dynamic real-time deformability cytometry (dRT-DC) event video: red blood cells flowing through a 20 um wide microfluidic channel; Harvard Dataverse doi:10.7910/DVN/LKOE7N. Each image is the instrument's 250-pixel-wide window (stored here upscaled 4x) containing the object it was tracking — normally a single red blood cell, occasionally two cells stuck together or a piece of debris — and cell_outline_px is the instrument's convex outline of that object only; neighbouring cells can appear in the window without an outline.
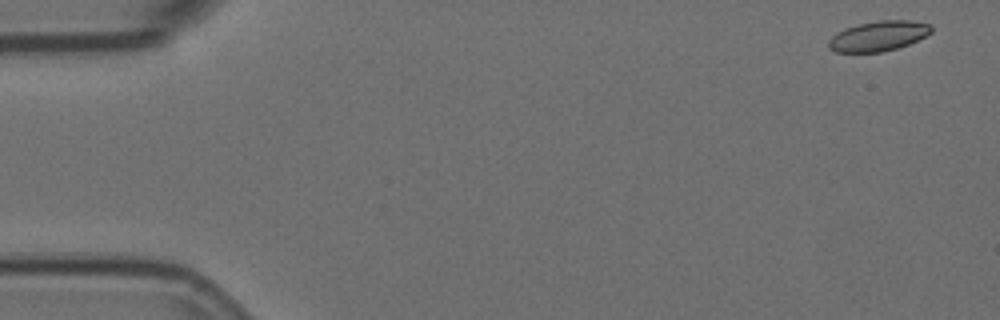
{"species": "Egyptian fruit bat (a non-hibernating species)", "species_latin": "Rousettus aegyptiacus", "temperature_condition": "room temperature", "stored_images_in_passage": 4, "camera_frame_rate_fps": 3000, "um_per_image_px": 0.085, "animal": {"sex": "female"}, "frame": {"image": 1, "passage_image": 1, "time_ms": 0.0, "image_size_px": [1000, 320], "cell_outline_px": [[932, 32], [908, 44], [896, 48], [880, 52], [836, 52], [828, 48], [828, 40], [836, 32], [844, 28], [856, 24], [880, 20], [912, 20], [932, 24]], "centroid_in_image_um": [74.64, 3.05], "position_along_channel_um": 10.4, "area_um2": 18.09}}
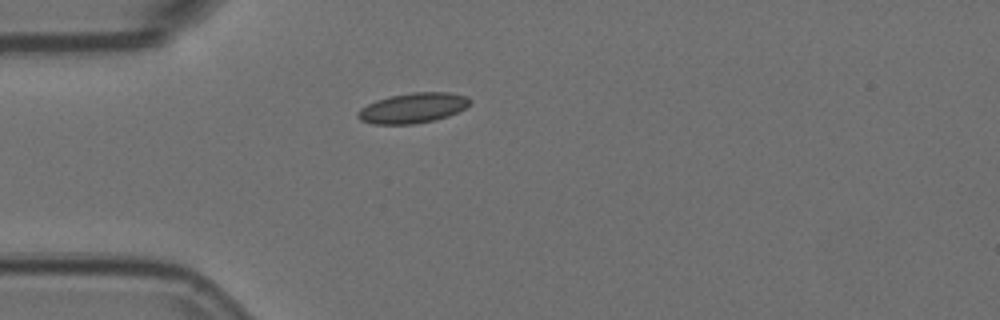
{"frame": {"image": 2, "passage_image": 4, "time_ms": 1.0, "image_size_px": [1000, 320], "cell_outline_px": [[472, 100], [464, 108], [448, 116], [432, 120], [412, 124], [372, 124], [360, 120], [356, 116], [356, 112], [360, 108], [376, 100], [392, 96], [412, 92], [452, 92], [468, 96]], "centroid_in_image_um": [35.07, 9.17], "position_along_channel_um": 49.9, "area_um2": 19.65}}